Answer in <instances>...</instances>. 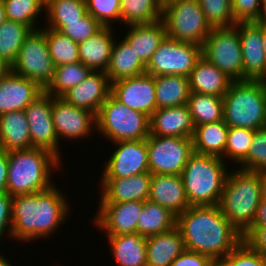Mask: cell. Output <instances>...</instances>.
I'll return each mask as SVG.
<instances>
[{"label": "cell", "instance_id": "8d00e7d4", "mask_svg": "<svg viewBox=\"0 0 266 266\" xmlns=\"http://www.w3.org/2000/svg\"><path fill=\"white\" fill-rule=\"evenodd\" d=\"M162 19L158 0H121L120 21L126 26L148 24Z\"/></svg>", "mask_w": 266, "mask_h": 266}, {"label": "cell", "instance_id": "d590c367", "mask_svg": "<svg viewBox=\"0 0 266 266\" xmlns=\"http://www.w3.org/2000/svg\"><path fill=\"white\" fill-rule=\"evenodd\" d=\"M90 72L91 70L81 62L56 67L53 78L44 92L52 97H62L71 88L83 82Z\"/></svg>", "mask_w": 266, "mask_h": 266}, {"label": "cell", "instance_id": "603a6c76", "mask_svg": "<svg viewBox=\"0 0 266 266\" xmlns=\"http://www.w3.org/2000/svg\"><path fill=\"white\" fill-rule=\"evenodd\" d=\"M195 126L186 104L157 109L150 116V135L192 138Z\"/></svg>", "mask_w": 266, "mask_h": 266}, {"label": "cell", "instance_id": "91938a15", "mask_svg": "<svg viewBox=\"0 0 266 266\" xmlns=\"http://www.w3.org/2000/svg\"><path fill=\"white\" fill-rule=\"evenodd\" d=\"M263 47L266 53V22H262Z\"/></svg>", "mask_w": 266, "mask_h": 266}, {"label": "cell", "instance_id": "30bf717a", "mask_svg": "<svg viewBox=\"0 0 266 266\" xmlns=\"http://www.w3.org/2000/svg\"><path fill=\"white\" fill-rule=\"evenodd\" d=\"M55 68L46 41V27L31 31L11 65V71L36 82L44 90L51 82Z\"/></svg>", "mask_w": 266, "mask_h": 266}, {"label": "cell", "instance_id": "7bdbcfd3", "mask_svg": "<svg viewBox=\"0 0 266 266\" xmlns=\"http://www.w3.org/2000/svg\"><path fill=\"white\" fill-rule=\"evenodd\" d=\"M239 164L241 169L266 171V127L255 130L249 152Z\"/></svg>", "mask_w": 266, "mask_h": 266}, {"label": "cell", "instance_id": "7a4b0ae2", "mask_svg": "<svg viewBox=\"0 0 266 266\" xmlns=\"http://www.w3.org/2000/svg\"><path fill=\"white\" fill-rule=\"evenodd\" d=\"M63 194L55 184L44 191L13 196L11 238L31 242L51 236L70 212Z\"/></svg>", "mask_w": 266, "mask_h": 266}, {"label": "cell", "instance_id": "6da1fadb", "mask_svg": "<svg viewBox=\"0 0 266 266\" xmlns=\"http://www.w3.org/2000/svg\"><path fill=\"white\" fill-rule=\"evenodd\" d=\"M176 227L187 250L207 255L214 261L224 259L242 242V235L218 205L189 206L176 216Z\"/></svg>", "mask_w": 266, "mask_h": 266}, {"label": "cell", "instance_id": "d6986e66", "mask_svg": "<svg viewBox=\"0 0 266 266\" xmlns=\"http://www.w3.org/2000/svg\"><path fill=\"white\" fill-rule=\"evenodd\" d=\"M151 173L125 178H101L102 195L99 203L146 201L150 193Z\"/></svg>", "mask_w": 266, "mask_h": 266}, {"label": "cell", "instance_id": "e0dca14e", "mask_svg": "<svg viewBox=\"0 0 266 266\" xmlns=\"http://www.w3.org/2000/svg\"><path fill=\"white\" fill-rule=\"evenodd\" d=\"M238 32L242 50L243 80L266 81L262 22H239Z\"/></svg>", "mask_w": 266, "mask_h": 266}, {"label": "cell", "instance_id": "bcb514c9", "mask_svg": "<svg viewBox=\"0 0 266 266\" xmlns=\"http://www.w3.org/2000/svg\"><path fill=\"white\" fill-rule=\"evenodd\" d=\"M102 27L96 19L86 13L79 21L67 22L59 31L79 44L89 39Z\"/></svg>", "mask_w": 266, "mask_h": 266}, {"label": "cell", "instance_id": "f5cc1de1", "mask_svg": "<svg viewBox=\"0 0 266 266\" xmlns=\"http://www.w3.org/2000/svg\"><path fill=\"white\" fill-rule=\"evenodd\" d=\"M250 227H266V201L261 200L258 204L254 221Z\"/></svg>", "mask_w": 266, "mask_h": 266}, {"label": "cell", "instance_id": "9a60e30c", "mask_svg": "<svg viewBox=\"0 0 266 266\" xmlns=\"http://www.w3.org/2000/svg\"><path fill=\"white\" fill-rule=\"evenodd\" d=\"M118 147L109 157L100 178H125L149 173L145 140L114 142Z\"/></svg>", "mask_w": 266, "mask_h": 266}, {"label": "cell", "instance_id": "1f68e13d", "mask_svg": "<svg viewBox=\"0 0 266 266\" xmlns=\"http://www.w3.org/2000/svg\"><path fill=\"white\" fill-rule=\"evenodd\" d=\"M157 109L187 104L190 95L189 77L154 76Z\"/></svg>", "mask_w": 266, "mask_h": 266}, {"label": "cell", "instance_id": "4dcf8cb0", "mask_svg": "<svg viewBox=\"0 0 266 266\" xmlns=\"http://www.w3.org/2000/svg\"><path fill=\"white\" fill-rule=\"evenodd\" d=\"M229 126L222 121L195 126L194 153L222 158L227 144Z\"/></svg>", "mask_w": 266, "mask_h": 266}, {"label": "cell", "instance_id": "ac0fdd59", "mask_svg": "<svg viewBox=\"0 0 266 266\" xmlns=\"http://www.w3.org/2000/svg\"><path fill=\"white\" fill-rule=\"evenodd\" d=\"M93 224L107 235L137 233V222L144 202L127 201L121 203H99Z\"/></svg>", "mask_w": 266, "mask_h": 266}, {"label": "cell", "instance_id": "f907efd6", "mask_svg": "<svg viewBox=\"0 0 266 266\" xmlns=\"http://www.w3.org/2000/svg\"><path fill=\"white\" fill-rule=\"evenodd\" d=\"M12 198L7 192H0V241L6 231L11 238Z\"/></svg>", "mask_w": 266, "mask_h": 266}, {"label": "cell", "instance_id": "cb8c5ba5", "mask_svg": "<svg viewBox=\"0 0 266 266\" xmlns=\"http://www.w3.org/2000/svg\"><path fill=\"white\" fill-rule=\"evenodd\" d=\"M112 26H103L89 39L78 44L80 62L91 71L106 72L115 42Z\"/></svg>", "mask_w": 266, "mask_h": 266}, {"label": "cell", "instance_id": "ab89813d", "mask_svg": "<svg viewBox=\"0 0 266 266\" xmlns=\"http://www.w3.org/2000/svg\"><path fill=\"white\" fill-rule=\"evenodd\" d=\"M7 20L27 25L32 31L40 29L36 20L45 12L46 0H2Z\"/></svg>", "mask_w": 266, "mask_h": 266}, {"label": "cell", "instance_id": "8992f818", "mask_svg": "<svg viewBox=\"0 0 266 266\" xmlns=\"http://www.w3.org/2000/svg\"><path fill=\"white\" fill-rule=\"evenodd\" d=\"M222 98L223 120L229 127H266V81H232Z\"/></svg>", "mask_w": 266, "mask_h": 266}, {"label": "cell", "instance_id": "d6a6232c", "mask_svg": "<svg viewBox=\"0 0 266 266\" xmlns=\"http://www.w3.org/2000/svg\"><path fill=\"white\" fill-rule=\"evenodd\" d=\"M176 227V215L149 200L144 201L137 222V233L143 237L161 234Z\"/></svg>", "mask_w": 266, "mask_h": 266}, {"label": "cell", "instance_id": "c3c4849f", "mask_svg": "<svg viewBox=\"0 0 266 266\" xmlns=\"http://www.w3.org/2000/svg\"><path fill=\"white\" fill-rule=\"evenodd\" d=\"M242 241L266 258V227H249L242 234Z\"/></svg>", "mask_w": 266, "mask_h": 266}, {"label": "cell", "instance_id": "e575fe53", "mask_svg": "<svg viewBox=\"0 0 266 266\" xmlns=\"http://www.w3.org/2000/svg\"><path fill=\"white\" fill-rule=\"evenodd\" d=\"M47 28L59 31L67 22L79 21L86 13L85 0H46Z\"/></svg>", "mask_w": 266, "mask_h": 266}, {"label": "cell", "instance_id": "94428289", "mask_svg": "<svg viewBox=\"0 0 266 266\" xmlns=\"http://www.w3.org/2000/svg\"><path fill=\"white\" fill-rule=\"evenodd\" d=\"M0 266H12V264H10L9 261L6 260L5 256H1L0 254Z\"/></svg>", "mask_w": 266, "mask_h": 266}, {"label": "cell", "instance_id": "8fae6325", "mask_svg": "<svg viewBox=\"0 0 266 266\" xmlns=\"http://www.w3.org/2000/svg\"><path fill=\"white\" fill-rule=\"evenodd\" d=\"M201 56V46L165 36L147 63L146 73L189 77Z\"/></svg>", "mask_w": 266, "mask_h": 266}, {"label": "cell", "instance_id": "f35d334b", "mask_svg": "<svg viewBox=\"0 0 266 266\" xmlns=\"http://www.w3.org/2000/svg\"><path fill=\"white\" fill-rule=\"evenodd\" d=\"M46 41L56 67L80 62L79 46L70 37L46 27Z\"/></svg>", "mask_w": 266, "mask_h": 266}, {"label": "cell", "instance_id": "db71d44e", "mask_svg": "<svg viewBox=\"0 0 266 266\" xmlns=\"http://www.w3.org/2000/svg\"><path fill=\"white\" fill-rule=\"evenodd\" d=\"M11 71V64L0 56V78L6 76Z\"/></svg>", "mask_w": 266, "mask_h": 266}, {"label": "cell", "instance_id": "6f0895ef", "mask_svg": "<svg viewBox=\"0 0 266 266\" xmlns=\"http://www.w3.org/2000/svg\"><path fill=\"white\" fill-rule=\"evenodd\" d=\"M7 20L3 1L0 0V26Z\"/></svg>", "mask_w": 266, "mask_h": 266}, {"label": "cell", "instance_id": "d4e9b609", "mask_svg": "<svg viewBox=\"0 0 266 266\" xmlns=\"http://www.w3.org/2000/svg\"><path fill=\"white\" fill-rule=\"evenodd\" d=\"M185 250L183 238L177 227L146 237L147 266H170Z\"/></svg>", "mask_w": 266, "mask_h": 266}, {"label": "cell", "instance_id": "5b68a950", "mask_svg": "<svg viewBox=\"0 0 266 266\" xmlns=\"http://www.w3.org/2000/svg\"><path fill=\"white\" fill-rule=\"evenodd\" d=\"M225 160L194 153L182 171L185 194L190 206L218 205L229 170Z\"/></svg>", "mask_w": 266, "mask_h": 266}, {"label": "cell", "instance_id": "74e56055", "mask_svg": "<svg viewBox=\"0 0 266 266\" xmlns=\"http://www.w3.org/2000/svg\"><path fill=\"white\" fill-rule=\"evenodd\" d=\"M31 31L27 25L6 20L0 26V56L12 65Z\"/></svg>", "mask_w": 266, "mask_h": 266}, {"label": "cell", "instance_id": "60d3db41", "mask_svg": "<svg viewBox=\"0 0 266 266\" xmlns=\"http://www.w3.org/2000/svg\"><path fill=\"white\" fill-rule=\"evenodd\" d=\"M255 130L242 127H229L223 160L226 158L239 163L247 156ZM226 157V158H225ZM225 158V159H224Z\"/></svg>", "mask_w": 266, "mask_h": 266}, {"label": "cell", "instance_id": "ee69618b", "mask_svg": "<svg viewBox=\"0 0 266 266\" xmlns=\"http://www.w3.org/2000/svg\"><path fill=\"white\" fill-rule=\"evenodd\" d=\"M87 13L102 26H112L111 22L120 23L121 0H85Z\"/></svg>", "mask_w": 266, "mask_h": 266}, {"label": "cell", "instance_id": "ba28073f", "mask_svg": "<svg viewBox=\"0 0 266 266\" xmlns=\"http://www.w3.org/2000/svg\"><path fill=\"white\" fill-rule=\"evenodd\" d=\"M166 36L199 46L213 27L207 21L198 0H180L162 10Z\"/></svg>", "mask_w": 266, "mask_h": 266}, {"label": "cell", "instance_id": "6125c7cd", "mask_svg": "<svg viewBox=\"0 0 266 266\" xmlns=\"http://www.w3.org/2000/svg\"><path fill=\"white\" fill-rule=\"evenodd\" d=\"M211 266H221L217 261H215Z\"/></svg>", "mask_w": 266, "mask_h": 266}, {"label": "cell", "instance_id": "9f6ffc18", "mask_svg": "<svg viewBox=\"0 0 266 266\" xmlns=\"http://www.w3.org/2000/svg\"><path fill=\"white\" fill-rule=\"evenodd\" d=\"M258 22H266V0H261V8Z\"/></svg>", "mask_w": 266, "mask_h": 266}, {"label": "cell", "instance_id": "52a82bcc", "mask_svg": "<svg viewBox=\"0 0 266 266\" xmlns=\"http://www.w3.org/2000/svg\"><path fill=\"white\" fill-rule=\"evenodd\" d=\"M97 128L109 141H139L150 135V117L130 109L112 94L101 105L96 115Z\"/></svg>", "mask_w": 266, "mask_h": 266}, {"label": "cell", "instance_id": "b9f144b4", "mask_svg": "<svg viewBox=\"0 0 266 266\" xmlns=\"http://www.w3.org/2000/svg\"><path fill=\"white\" fill-rule=\"evenodd\" d=\"M212 27H231L236 24L231 0H198Z\"/></svg>", "mask_w": 266, "mask_h": 266}, {"label": "cell", "instance_id": "5bb4252c", "mask_svg": "<svg viewBox=\"0 0 266 266\" xmlns=\"http://www.w3.org/2000/svg\"><path fill=\"white\" fill-rule=\"evenodd\" d=\"M52 118L58 140L87 138L97 128L95 113L75 107L62 97H53Z\"/></svg>", "mask_w": 266, "mask_h": 266}, {"label": "cell", "instance_id": "44dd1931", "mask_svg": "<svg viewBox=\"0 0 266 266\" xmlns=\"http://www.w3.org/2000/svg\"><path fill=\"white\" fill-rule=\"evenodd\" d=\"M111 94V83L106 72L91 71L79 85L62 96L69 104L97 115L101 105Z\"/></svg>", "mask_w": 266, "mask_h": 266}, {"label": "cell", "instance_id": "7dc6e473", "mask_svg": "<svg viewBox=\"0 0 266 266\" xmlns=\"http://www.w3.org/2000/svg\"><path fill=\"white\" fill-rule=\"evenodd\" d=\"M231 4L236 23L259 21L261 0H231Z\"/></svg>", "mask_w": 266, "mask_h": 266}, {"label": "cell", "instance_id": "681fc988", "mask_svg": "<svg viewBox=\"0 0 266 266\" xmlns=\"http://www.w3.org/2000/svg\"><path fill=\"white\" fill-rule=\"evenodd\" d=\"M214 262L207 255L186 249L173 260L170 266H211Z\"/></svg>", "mask_w": 266, "mask_h": 266}, {"label": "cell", "instance_id": "4fadbf2b", "mask_svg": "<svg viewBox=\"0 0 266 266\" xmlns=\"http://www.w3.org/2000/svg\"><path fill=\"white\" fill-rule=\"evenodd\" d=\"M52 102L53 97L43 92L25 108L24 112L29 124L31 146L48 150L62 161L60 141L52 118Z\"/></svg>", "mask_w": 266, "mask_h": 266}, {"label": "cell", "instance_id": "9c48e42d", "mask_svg": "<svg viewBox=\"0 0 266 266\" xmlns=\"http://www.w3.org/2000/svg\"><path fill=\"white\" fill-rule=\"evenodd\" d=\"M201 55L232 81L243 80V60L238 23L213 27L201 46Z\"/></svg>", "mask_w": 266, "mask_h": 266}, {"label": "cell", "instance_id": "2e32d148", "mask_svg": "<svg viewBox=\"0 0 266 266\" xmlns=\"http://www.w3.org/2000/svg\"><path fill=\"white\" fill-rule=\"evenodd\" d=\"M111 94L130 109L149 117L157 110L154 76L146 72L111 83Z\"/></svg>", "mask_w": 266, "mask_h": 266}, {"label": "cell", "instance_id": "836d02e7", "mask_svg": "<svg viewBox=\"0 0 266 266\" xmlns=\"http://www.w3.org/2000/svg\"><path fill=\"white\" fill-rule=\"evenodd\" d=\"M187 107L194 126L223 120V98L190 92Z\"/></svg>", "mask_w": 266, "mask_h": 266}, {"label": "cell", "instance_id": "816d5d0a", "mask_svg": "<svg viewBox=\"0 0 266 266\" xmlns=\"http://www.w3.org/2000/svg\"><path fill=\"white\" fill-rule=\"evenodd\" d=\"M8 152L0 150V192H7Z\"/></svg>", "mask_w": 266, "mask_h": 266}, {"label": "cell", "instance_id": "680465c9", "mask_svg": "<svg viewBox=\"0 0 266 266\" xmlns=\"http://www.w3.org/2000/svg\"><path fill=\"white\" fill-rule=\"evenodd\" d=\"M158 1L161 9L163 10L164 8L170 6L171 4L179 2L180 0H158Z\"/></svg>", "mask_w": 266, "mask_h": 266}, {"label": "cell", "instance_id": "277c9868", "mask_svg": "<svg viewBox=\"0 0 266 266\" xmlns=\"http://www.w3.org/2000/svg\"><path fill=\"white\" fill-rule=\"evenodd\" d=\"M261 200L260 172L238 167L228 172L218 206L242 235L252 225Z\"/></svg>", "mask_w": 266, "mask_h": 266}, {"label": "cell", "instance_id": "4316f807", "mask_svg": "<svg viewBox=\"0 0 266 266\" xmlns=\"http://www.w3.org/2000/svg\"><path fill=\"white\" fill-rule=\"evenodd\" d=\"M124 37L140 60L147 65L153 53L166 36V27L163 20L148 24H134Z\"/></svg>", "mask_w": 266, "mask_h": 266}, {"label": "cell", "instance_id": "f546056e", "mask_svg": "<svg viewBox=\"0 0 266 266\" xmlns=\"http://www.w3.org/2000/svg\"><path fill=\"white\" fill-rule=\"evenodd\" d=\"M106 236L118 266H147L146 237L138 233Z\"/></svg>", "mask_w": 266, "mask_h": 266}, {"label": "cell", "instance_id": "3957f363", "mask_svg": "<svg viewBox=\"0 0 266 266\" xmlns=\"http://www.w3.org/2000/svg\"><path fill=\"white\" fill-rule=\"evenodd\" d=\"M60 165L54 154L42 148L9 151L7 193L15 196L49 189L54 185L51 170H58Z\"/></svg>", "mask_w": 266, "mask_h": 266}, {"label": "cell", "instance_id": "f6af8a7d", "mask_svg": "<svg viewBox=\"0 0 266 266\" xmlns=\"http://www.w3.org/2000/svg\"><path fill=\"white\" fill-rule=\"evenodd\" d=\"M217 262L221 266H266V258L252 250L244 241Z\"/></svg>", "mask_w": 266, "mask_h": 266}, {"label": "cell", "instance_id": "83f0119b", "mask_svg": "<svg viewBox=\"0 0 266 266\" xmlns=\"http://www.w3.org/2000/svg\"><path fill=\"white\" fill-rule=\"evenodd\" d=\"M32 148L28 120L24 110L0 115V150Z\"/></svg>", "mask_w": 266, "mask_h": 266}, {"label": "cell", "instance_id": "11a10c76", "mask_svg": "<svg viewBox=\"0 0 266 266\" xmlns=\"http://www.w3.org/2000/svg\"><path fill=\"white\" fill-rule=\"evenodd\" d=\"M262 200L266 201V171L260 172Z\"/></svg>", "mask_w": 266, "mask_h": 266}, {"label": "cell", "instance_id": "484cf974", "mask_svg": "<svg viewBox=\"0 0 266 266\" xmlns=\"http://www.w3.org/2000/svg\"><path fill=\"white\" fill-rule=\"evenodd\" d=\"M215 65L201 56L189 76L190 92L223 97L231 84Z\"/></svg>", "mask_w": 266, "mask_h": 266}, {"label": "cell", "instance_id": "f1b7e54d", "mask_svg": "<svg viewBox=\"0 0 266 266\" xmlns=\"http://www.w3.org/2000/svg\"><path fill=\"white\" fill-rule=\"evenodd\" d=\"M146 72V65L140 60L134 49L124 38L115 42L111 51L110 63L106 70L110 83L138 76Z\"/></svg>", "mask_w": 266, "mask_h": 266}, {"label": "cell", "instance_id": "7c38bea8", "mask_svg": "<svg viewBox=\"0 0 266 266\" xmlns=\"http://www.w3.org/2000/svg\"><path fill=\"white\" fill-rule=\"evenodd\" d=\"M146 144L151 174L181 175L194 154L192 138L149 135Z\"/></svg>", "mask_w": 266, "mask_h": 266}, {"label": "cell", "instance_id": "ffe728a7", "mask_svg": "<svg viewBox=\"0 0 266 266\" xmlns=\"http://www.w3.org/2000/svg\"><path fill=\"white\" fill-rule=\"evenodd\" d=\"M43 92L36 82L10 71L0 78V115L25 110Z\"/></svg>", "mask_w": 266, "mask_h": 266}, {"label": "cell", "instance_id": "7402d4cb", "mask_svg": "<svg viewBox=\"0 0 266 266\" xmlns=\"http://www.w3.org/2000/svg\"><path fill=\"white\" fill-rule=\"evenodd\" d=\"M148 200L169 209L176 216L190 206L181 175L152 174Z\"/></svg>", "mask_w": 266, "mask_h": 266}]
</instances>
